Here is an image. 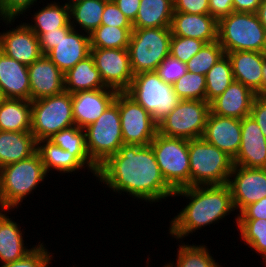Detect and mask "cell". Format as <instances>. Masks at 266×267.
Segmentation results:
<instances>
[{
    "label": "cell",
    "instance_id": "cell-1",
    "mask_svg": "<svg viewBox=\"0 0 266 267\" xmlns=\"http://www.w3.org/2000/svg\"><path fill=\"white\" fill-rule=\"evenodd\" d=\"M96 178L115 193L125 192L150 204L175 192L164 180L151 145L123 144L99 166Z\"/></svg>",
    "mask_w": 266,
    "mask_h": 267
},
{
    "label": "cell",
    "instance_id": "cell-2",
    "mask_svg": "<svg viewBox=\"0 0 266 267\" xmlns=\"http://www.w3.org/2000/svg\"><path fill=\"white\" fill-rule=\"evenodd\" d=\"M173 196L190 199L170 221L169 234L179 241L235 211L228 184L188 186L175 190Z\"/></svg>",
    "mask_w": 266,
    "mask_h": 267
},
{
    "label": "cell",
    "instance_id": "cell-3",
    "mask_svg": "<svg viewBox=\"0 0 266 267\" xmlns=\"http://www.w3.org/2000/svg\"><path fill=\"white\" fill-rule=\"evenodd\" d=\"M38 152L0 168V209L13 211L47 176Z\"/></svg>",
    "mask_w": 266,
    "mask_h": 267
},
{
    "label": "cell",
    "instance_id": "cell-4",
    "mask_svg": "<svg viewBox=\"0 0 266 267\" xmlns=\"http://www.w3.org/2000/svg\"><path fill=\"white\" fill-rule=\"evenodd\" d=\"M217 41L227 52L266 51V29L256 13L232 12L218 20Z\"/></svg>",
    "mask_w": 266,
    "mask_h": 267
},
{
    "label": "cell",
    "instance_id": "cell-5",
    "mask_svg": "<svg viewBox=\"0 0 266 267\" xmlns=\"http://www.w3.org/2000/svg\"><path fill=\"white\" fill-rule=\"evenodd\" d=\"M190 186L227 184L233 159L202 137L188 140Z\"/></svg>",
    "mask_w": 266,
    "mask_h": 267
},
{
    "label": "cell",
    "instance_id": "cell-6",
    "mask_svg": "<svg viewBox=\"0 0 266 267\" xmlns=\"http://www.w3.org/2000/svg\"><path fill=\"white\" fill-rule=\"evenodd\" d=\"M171 36L170 27L133 28L128 52L134 75L157 70L169 55Z\"/></svg>",
    "mask_w": 266,
    "mask_h": 267
},
{
    "label": "cell",
    "instance_id": "cell-7",
    "mask_svg": "<svg viewBox=\"0 0 266 267\" xmlns=\"http://www.w3.org/2000/svg\"><path fill=\"white\" fill-rule=\"evenodd\" d=\"M125 92L149 112L157 124L180 101L173 90V85L164 82L156 71L134 75L129 88Z\"/></svg>",
    "mask_w": 266,
    "mask_h": 267
},
{
    "label": "cell",
    "instance_id": "cell-8",
    "mask_svg": "<svg viewBox=\"0 0 266 267\" xmlns=\"http://www.w3.org/2000/svg\"><path fill=\"white\" fill-rule=\"evenodd\" d=\"M84 130L88 155L99 167L124 144L119 114V92L115 101Z\"/></svg>",
    "mask_w": 266,
    "mask_h": 267
},
{
    "label": "cell",
    "instance_id": "cell-9",
    "mask_svg": "<svg viewBox=\"0 0 266 267\" xmlns=\"http://www.w3.org/2000/svg\"><path fill=\"white\" fill-rule=\"evenodd\" d=\"M75 126L72 94L63 91L31 101V133L36 141L49 139L55 133Z\"/></svg>",
    "mask_w": 266,
    "mask_h": 267
},
{
    "label": "cell",
    "instance_id": "cell-10",
    "mask_svg": "<svg viewBox=\"0 0 266 267\" xmlns=\"http://www.w3.org/2000/svg\"><path fill=\"white\" fill-rule=\"evenodd\" d=\"M150 145L166 183L174 191L190 186L188 140L157 132Z\"/></svg>",
    "mask_w": 266,
    "mask_h": 267
},
{
    "label": "cell",
    "instance_id": "cell-11",
    "mask_svg": "<svg viewBox=\"0 0 266 267\" xmlns=\"http://www.w3.org/2000/svg\"><path fill=\"white\" fill-rule=\"evenodd\" d=\"M210 113L206 100H180L159 123L158 133L187 140L200 138Z\"/></svg>",
    "mask_w": 266,
    "mask_h": 267
},
{
    "label": "cell",
    "instance_id": "cell-12",
    "mask_svg": "<svg viewBox=\"0 0 266 267\" xmlns=\"http://www.w3.org/2000/svg\"><path fill=\"white\" fill-rule=\"evenodd\" d=\"M119 114L124 144L150 145L158 132L152 115L125 91L119 92Z\"/></svg>",
    "mask_w": 266,
    "mask_h": 267
},
{
    "label": "cell",
    "instance_id": "cell-13",
    "mask_svg": "<svg viewBox=\"0 0 266 267\" xmlns=\"http://www.w3.org/2000/svg\"><path fill=\"white\" fill-rule=\"evenodd\" d=\"M95 67L106 87L118 92L126 91L134 77L128 49L91 48Z\"/></svg>",
    "mask_w": 266,
    "mask_h": 267
},
{
    "label": "cell",
    "instance_id": "cell-14",
    "mask_svg": "<svg viewBox=\"0 0 266 267\" xmlns=\"http://www.w3.org/2000/svg\"><path fill=\"white\" fill-rule=\"evenodd\" d=\"M227 184L234 209L240 213L246 206L266 197V168L233 165Z\"/></svg>",
    "mask_w": 266,
    "mask_h": 267
},
{
    "label": "cell",
    "instance_id": "cell-15",
    "mask_svg": "<svg viewBox=\"0 0 266 267\" xmlns=\"http://www.w3.org/2000/svg\"><path fill=\"white\" fill-rule=\"evenodd\" d=\"M15 28L0 33V51L29 66L43 55L39 38L25 22Z\"/></svg>",
    "mask_w": 266,
    "mask_h": 267
},
{
    "label": "cell",
    "instance_id": "cell-16",
    "mask_svg": "<svg viewBox=\"0 0 266 267\" xmlns=\"http://www.w3.org/2000/svg\"><path fill=\"white\" fill-rule=\"evenodd\" d=\"M118 91L112 88L78 91L72 94L74 123L86 128L95 122L115 101Z\"/></svg>",
    "mask_w": 266,
    "mask_h": 267
},
{
    "label": "cell",
    "instance_id": "cell-17",
    "mask_svg": "<svg viewBox=\"0 0 266 267\" xmlns=\"http://www.w3.org/2000/svg\"><path fill=\"white\" fill-rule=\"evenodd\" d=\"M233 165L266 168V138L250 115L241 119V144Z\"/></svg>",
    "mask_w": 266,
    "mask_h": 267
},
{
    "label": "cell",
    "instance_id": "cell-18",
    "mask_svg": "<svg viewBox=\"0 0 266 267\" xmlns=\"http://www.w3.org/2000/svg\"><path fill=\"white\" fill-rule=\"evenodd\" d=\"M30 101L57 95L65 91L64 73L47 57L42 55L28 66Z\"/></svg>",
    "mask_w": 266,
    "mask_h": 267
},
{
    "label": "cell",
    "instance_id": "cell-19",
    "mask_svg": "<svg viewBox=\"0 0 266 267\" xmlns=\"http://www.w3.org/2000/svg\"><path fill=\"white\" fill-rule=\"evenodd\" d=\"M202 138L234 159L241 144V119L210 111Z\"/></svg>",
    "mask_w": 266,
    "mask_h": 267
},
{
    "label": "cell",
    "instance_id": "cell-20",
    "mask_svg": "<svg viewBox=\"0 0 266 267\" xmlns=\"http://www.w3.org/2000/svg\"><path fill=\"white\" fill-rule=\"evenodd\" d=\"M90 49L89 34L72 29L46 55L65 74L77 62L89 56Z\"/></svg>",
    "mask_w": 266,
    "mask_h": 267
},
{
    "label": "cell",
    "instance_id": "cell-21",
    "mask_svg": "<svg viewBox=\"0 0 266 267\" xmlns=\"http://www.w3.org/2000/svg\"><path fill=\"white\" fill-rule=\"evenodd\" d=\"M257 94L233 80L228 88L210 103V111L223 117L242 119L250 115L253 101Z\"/></svg>",
    "mask_w": 266,
    "mask_h": 267
},
{
    "label": "cell",
    "instance_id": "cell-22",
    "mask_svg": "<svg viewBox=\"0 0 266 267\" xmlns=\"http://www.w3.org/2000/svg\"><path fill=\"white\" fill-rule=\"evenodd\" d=\"M233 78L251 89L255 94L263 92V53L257 51L227 52Z\"/></svg>",
    "mask_w": 266,
    "mask_h": 267
},
{
    "label": "cell",
    "instance_id": "cell-23",
    "mask_svg": "<svg viewBox=\"0 0 266 267\" xmlns=\"http://www.w3.org/2000/svg\"><path fill=\"white\" fill-rule=\"evenodd\" d=\"M172 35L199 39L207 43L217 41L218 21L210 14L173 12Z\"/></svg>",
    "mask_w": 266,
    "mask_h": 267
},
{
    "label": "cell",
    "instance_id": "cell-24",
    "mask_svg": "<svg viewBox=\"0 0 266 267\" xmlns=\"http://www.w3.org/2000/svg\"><path fill=\"white\" fill-rule=\"evenodd\" d=\"M0 90L4 98L30 100L28 66L0 51Z\"/></svg>",
    "mask_w": 266,
    "mask_h": 267
},
{
    "label": "cell",
    "instance_id": "cell-25",
    "mask_svg": "<svg viewBox=\"0 0 266 267\" xmlns=\"http://www.w3.org/2000/svg\"><path fill=\"white\" fill-rule=\"evenodd\" d=\"M7 211L0 209V263L6 264L26 256L33 250L25 246L20 225L7 216ZM5 212V213H4Z\"/></svg>",
    "mask_w": 266,
    "mask_h": 267
},
{
    "label": "cell",
    "instance_id": "cell-26",
    "mask_svg": "<svg viewBox=\"0 0 266 267\" xmlns=\"http://www.w3.org/2000/svg\"><path fill=\"white\" fill-rule=\"evenodd\" d=\"M37 152L31 131H0V168L27 159Z\"/></svg>",
    "mask_w": 266,
    "mask_h": 267
},
{
    "label": "cell",
    "instance_id": "cell-27",
    "mask_svg": "<svg viewBox=\"0 0 266 267\" xmlns=\"http://www.w3.org/2000/svg\"><path fill=\"white\" fill-rule=\"evenodd\" d=\"M64 81L65 91L71 94L78 91L108 88L103 83L91 54L65 73Z\"/></svg>",
    "mask_w": 266,
    "mask_h": 267
},
{
    "label": "cell",
    "instance_id": "cell-28",
    "mask_svg": "<svg viewBox=\"0 0 266 267\" xmlns=\"http://www.w3.org/2000/svg\"><path fill=\"white\" fill-rule=\"evenodd\" d=\"M0 131H31V101L4 98L0 103Z\"/></svg>",
    "mask_w": 266,
    "mask_h": 267
},
{
    "label": "cell",
    "instance_id": "cell-29",
    "mask_svg": "<svg viewBox=\"0 0 266 267\" xmlns=\"http://www.w3.org/2000/svg\"><path fill=\"white\" fill-rule=\"evenodd\" d=\"M37 152L41 156L47 173L50 170H57L59 173H75L76 170L79 172L86 166L74 154L55 145L49 139L37 141Z\"/></svg>",
    "mask_w": 266,
    "mask_h": 267
},
{
    "label": "cell",
    "instance_id": "cell-30",
    "mask_svg": "<svg viewBox=\"0 0 266 267\" xmlns=\"http://www.w3.org/2000/svg\"><path fill=\"white\" fill-rule=\"evenodd\" d=\"M173 0H141L133 28L170 27L173 16Z\"/></svg>",
    "mask_w": 266,
    "mask_h": 267
},
{
    "label": "cell",
    "instance_id": "cell-31",
    "mask_svg": "<svg viewBox=\"0 0 266 267\" xmlns=\"http://www.w3.org/2000/svg\"><path fill=\"white\" fill-rule=\"evenodd\" d=\"M49 140L62 149L74 154L97 177L99 167L88 155L86 133L83 128H79L76 125L72 126L55 133Z\"/></svg>",
    "mask_w": 266,
    "mask_h": 267
},
{
    "label": "cell",
    "instance_id": "cell-32",
    "mask_svg": "<svg viewBox=\"0 0 266 267\" xmlns=\"http://www.w3.org/2000/svg\"><path fill=\"white\" fill-rule=\"evenodd\" d=\"M105 4L106 2L102 0H83L70 6V24L73 29H78L76 27L79 26L81 31L91 34L101 25Z\"/></svg>",
    "mask_w": 266,
    "mask_h": 267
},
{
    "label": "cell",
    "instance_id": "cell-33",
    "mask_svg": "<svg viewBox=\"0 0 266 267\" xmlns=\"http://www.w3.org/2000/svg\"><path fill=\"white\" fill-rule=\"evenodd\" d=\"M34 24L26 25L39 37L47 31H53L65 27L70 22L69 7L60 2L47 3L41 10L32 15Z\"/></svg>",
    "mask_w": 266,
    "mask_h": 267
},
{
    "label": "cell",
    "instance_id": "cell-34",
    "mask_svg": "<svg viewBox=\"0 0 266 267\" xmlns=\"http://www.w3.org/2000/svg\"><path fill=\"white\" fill-rule=\"evenodd\" d=\"M206 101L210 104L233 82V71L229 57L224 54L205 75Z\"/></svg>",
    "mask_w": 266,
    "mask_h": 267
},
{
    "label": "cell",
    "instance_id": "cell-35",
    "mask_svg": "<svg viewBox=\"0 0 266 267\" xmlns=\"http://www.w3.org/2000/svg\"><path fill=\"white\" fill-rule=\"evenodd\" d=\"M133 27L100 25L90 36V48L128 49Z\"/></svg>",
    "mask_w": 266,
    "mask_h": 267
},
{
    "label": "cell",
    "instance_id": "cell-36",
    "mask_svg": "<svg viewBox=\"0 0 266 267\" xmlns=\"http://www.w3.org/2000/svg\"><path fill=\"white\" fill-rule=\"evenodd\" d=\"M235 219L244 244L262 255L266 266V219Z\"/></svg>",
    "mask_w": 266,
    "mask_h": 267
},
{
    "label": "cell",
    "instance_id": "cell-37",
    "mask_svg": "<svg viewBox=\"0 0 266 267\" xmlns=\"http://www.w3.org/2000/svg\"><path fill=\"white\" fill-rule=\"evenodd\" d=\"M207 246L200 245H187L181 243L179 245L176 266L174 262H169L168 267H221L219 263L211 256Z\"/></svg>",
    "mask_w": 266,
    "mask_h": 267
},
{
    "label": "cell",
    "instance_id": "cell-38",
    "mask_svg": "<svg viewBox=\"0 0 266 267\" xmlns=\"http://www.w3.org/2000/svg\"><path fill=\"white\" fill-rule=\"evenodd\" d=\"M173 90L180 100H206L205 75L187 71L173 84Z\"/></svg>",
    "mask_w": 266,
    "mask_h": 267
},
{
    "label": "cell",
    "instance_id": "cell-39",
    "mask_svg": "<svg viewBox=\"0 0 266 267\" xmlns=\"http://www.w3.org/2000/svg\"><path fill=\"white\" fill-rule=\"evenodd\" d=\"M224 54V49L218 41L207 43L186 63L187 70L206 75Z\"/></svg>",
    "mask_w": 266,
    "mask_h": 267
},
{
    "label": "cell",
    "instance_id": "cell-40",
    "mask_svg": "<svg viewBox=\"0 0 266 267\" xmlns=\"http://www.w3.org/2000/svg\"><path fill=\"white\" fill-rule=\"evenodd\" d=\"M205 44L199 39L172 35L169 55L186 64Z\"/></svg>",
    "mask_w": 266,
    "mask_h": 267
},
{
    "label": "cell",
    "instance_id": "cell-41",
    "mask_svg": "<svg viewBox=\"0 0 266 267\" xmlns=\"http://www.w3.org/2000/svg\"><path fill=\"white\" fill-rule=\"evenodd\" d=\"M43 243H38L34 245V248L26 256L19 259L18 261L2 264L1 267H49L48 265L52 262V257H54L46 247L42 245ZM45 246V247H44Z\"/></svg>",
    "mask_w": 266,
    "mask_h": 267
},
{
    "label": "cell",
    "instance_id": "cell-42",
    "mask_svg": "<svg viewBox=\"0 0 266 267\" xmlns=\"http://www.w3.org/2000/svg\"><path fill=\"white\" fill-rule=\"evenodd\" d=\"M36 2L37 0H0V20L6 25L12 22L14 24L17 16L19 18L20 14H25Z\"/></svg>",
    "mask_w": 266,
    "mask_h": 267
},
{
    "label": "cell",
    "instance_id": "cell-43",
    "mask_svg": "<svg viewBox=\"0 0 266 267\" xmlns=\"http://www.w3.org/2000/svg\"><path fill=\"white\" fill-rule=\"evenodd\" d=\"M187 71L186 64L171 55H168L156 70L157 74L164 82L172 85L179 78L184 76Z\"/></svg>",
    "mask_w": 266,
    "mask_h": 267
},
{
    "label": "cell",
    "instance_id": "cell-44",
    "mask_svg": "<svg viewBox=\"0 0 266 267\" xmlns=\"http://www.w3.org/2000/svg\"><path fill=\"white\" fill-rule=\"evenodd\" d=\"M101 25L115 27H133L131 21L119 10L114 2H106Z\"/></svg>",
    "mask_w": 266,
    "mask_h": 267
},
{
    "label": "cell",
    "instance_id": "cell-45",
    "mask_svg": "<svg viewBox=\"0 0 266 267\" xmlns=\"http://www.w3.org/2000/svg\"><path fill=\"white\" fill-rule=\"evenodd\" d=\"M72 29L73 26L69 22L65 27L41 34L38 38L42 54L46 55L57 45L61 38L65 37Z\"/></svg>",
    "mask_w": 266,
    "mask_h": 267
},
{
    "label": "cell",
    "instance_id": "cell-46",
    "mask_svg": "<svg viewBox=\"0 0 266 267\" xmlns=\"http://www.w3.org/2000/svg\"><path fill=\"white\" fill-rule=\"evenodd\" d=\"M174 12L209 14L208 0H173Z\"/></svg>",
    "mask_w": 266,
    "mask_h": 267
},
{
    "label": "cell",
    "instance_id": "cell-47",
    "mask_svg": "<svg viewBox=\"0 0 266 267\" xmlns=\"http://www.w3.org/2000/svg\"><path fill=\"white\" fill-rule=\"evenodd\" d=\"M250 116L254 118L266 138V100L260 95L253 101Z\"/></svg>",
    "mask_w": 266,
    "mask_h": 267
},
{
    "label": "cell",
    "instance_id": "cell-48",
    "mask_svg": "<svg viewBox=\"0 0 266 267\" xmlns=\"http://www.w3.org/2000/svg\"><path fill=\"white\" fill-rule=\"evenodd\" d=\"M266 219V197L256 203L246 206L239 214L237 219Z\"/></svg>",
    "mask_w": 266,
    "mask_h": 267
},
{
    "label": "cell",
    "instance_id": "cell-49",
    "mask_svg": "<svg viewBox=\"0 0 266 267\" xmlns=\"http://www.w3.org/2000/svg\"><path fill=\"white\" fill-rule=\"evenodd\" d=\"M209 14L217 21L228 16L233 10V0H208Z\"/></svg>",
    "mask_w": 266,
    "mask_h": 267
},
{
    "label": "cell",
    "instance_id": "cell-50",
    "mask_svg": "<svg viewBox=\"0 0 266 267\" xmlns=\"http://www.w3.org/2000/svg\"><path fill=\"white\" fill-rule=\"evenodd\" d=\"M141 0H115L119 10L133 23L136 19Z\"/></svg>",
    "mask_w": 266,
    "mask_h": 267
},
{
    "label": "cell",
    "instance_id": "cell-51",
    "mask_svg": "<svg viewBox=\"0 0 266 267\" xmlns=\"http://www.w3.org/2000/svg\"><path fill=\"white\" fill-rule=\"evenodd\" d=\"M260 0H233L234 12L256 13Z\"/></svg>",
    "mask_w": 266,
    "mask_h": 267
},
{
    "label": "cell",
    "instance_id": "cell-52",
    "mask_svg": "<svg viewBox=\"0 0 266 267\" xmlns=\"http://www.w3.org/2000/svg\"><path fill=\"white\" fill-rule=\"evenodd\" d=\"M260 23L264 26L266 29V1H262L261 4L258 7V10L256 12Z\"/></svg>",
    "mask_w": 266,
    "mask_h": 267
},
{
    "label": "cell",
    "instance_id": "cell-53",
    "mask_svg": "<svg viewBox=\"0 0 266 267\" xmlns=\"http://www.w3.org/2000/svg\"><path fill=\"white\" fill-rule=\"evenodd\" d=\"M262 74H263V91L266 87V51L263 52V71H262Z\"/></svg>",
    "mask_w": 266,
    "mask_h": 267
},
{
    "label": "cell",
    "instance_id": "cell-54",
    "mask_svg": "<svg viewBox=\"0 0 266 267\" xmlns=\"http://www.w3.org/2000/svg\"><path fill=\"white\" fill-rule=\"evenodd\" d=\"M80 1H83V0H67V3L65 2L64 4L68 7L72 6L73 4L77 3V2H80Z\"/></svg>",
    "mask_w": 266,
    "mask_h": 267
},
{
    "label": "cell",
    "instance_id": "cell-55",
    "mask_svg": "<svg viewBox=\"0 0 266 267\" xmlns=\"http://www.w3.org/2000/svg\"><path fill=\"white\" fill-rule=\"evenodd\" d=\"M260 96L266 100V87L264 89V91L260 94Z\"/></svg>",
    "mask_w": 266,
    "mask_h": 267
},
{
    "label": "cell",
    "instance_id": "cell-56",
    "mask_svg": "<svg viewBox=\"0 0 266 267\" xmlns=\"http://www.w3.org/2000/svg\"><path fill=\"white\" fill-rule=\"evenodd\" d=\"M4 99V97H3V95H2V93H1V90H0V103H1V101Z\"/></svg>",
    "mask_w": 266,
    "mask_h": 267
},
{
    "label": "cell",
    "instance_id": "cell-57",
    "mask_svg": "<svg viewBox=\"0 0 266 267\" xmlns=\"http://www.w3.org/2000/svg\"><path fill=\"white\" fill-rule=\"evenodd\" d=\"M149 258H148V260L146 261V263L148 264V266L147 267H149ZM163 267H168L166 264L163 266Z\"/></svg>",
    "mask_w": 266,
    "mask_h": 267
},
{
    "label": "cell",
    "instance_id": "cell-58",
    "mask_svg": "<svg viewBox=\"0 0 266 267\" xmlns=\"http://www.w3.org/2000/svg\"><path fill=\"white\" fill-rule=\"evenodd\" d=\"M102 1H105V2H114L115 0H102Z\"/></svg>",
    "mask_w": 266,
    "mask_h": 267
}]
</instances>
